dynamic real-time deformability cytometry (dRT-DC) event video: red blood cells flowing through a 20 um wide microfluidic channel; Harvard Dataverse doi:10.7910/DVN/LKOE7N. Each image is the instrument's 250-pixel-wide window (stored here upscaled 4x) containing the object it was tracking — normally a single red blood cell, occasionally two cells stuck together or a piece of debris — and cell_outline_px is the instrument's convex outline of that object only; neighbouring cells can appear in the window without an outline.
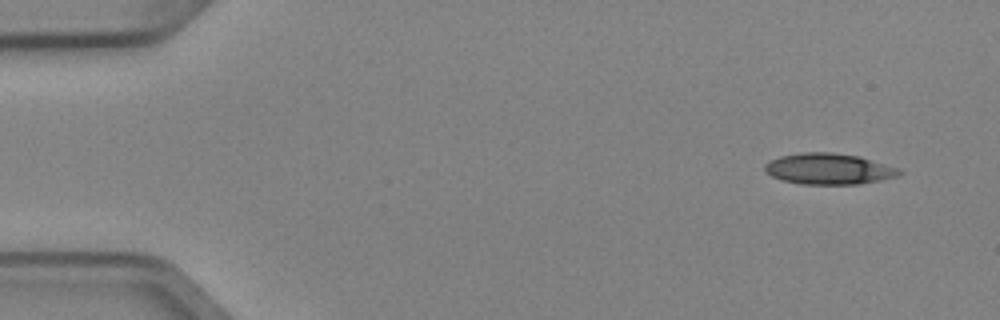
{"species": "Egyptian fruit bat (a non-hibernating species)", "species_latin": "Rousettus aegyptiacus", "temperature_condition": "cold", "stored_images_in_passage": 4, "camera_frame_rate_fps": 3000, "um_per_image_px": 0.085, "animal": {"sex": "female"}, "frame": {"image": 1, "passage_image": 1, "time_ms": 0.0, "image_size_px": [1000, 320], "cell_outline_px": [[904, 172], [896, 176], [880, 180], [860, 184], [800, 184], [784, 180], [772, 176], [764, 168], [764, 164], [768, 160], [780, 156], [800, 152], [832, 152], [860, 156], [900, 168]], "centroid_in_image_um": [70.46, 14.34], "position_along_channel_um": 14.5, "area_um2": 24.45}}
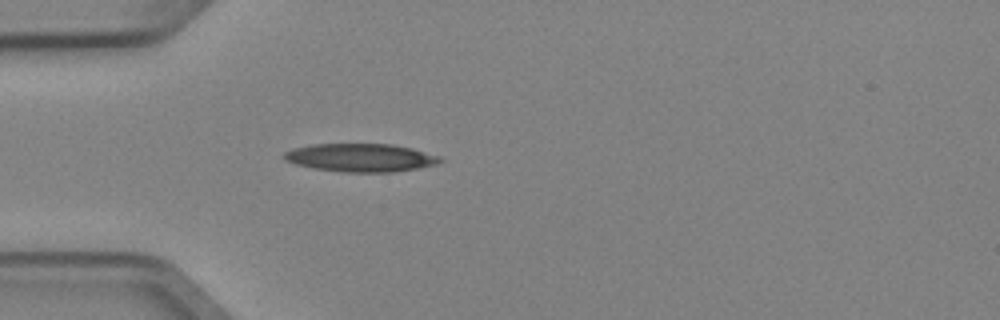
{"frame": {"image": 2, "passage_image": 4, "time_ms": 1.0, "image_size_px": [1000, 320], "cell_outline_px": [[444, 160], [436, 164], [396, 172], [344, 172], [312, 168], [296, 164], [284, 160], [280, 156], [284, 152], [292, 148], [312, 144], [392, 144], [412, 148], [440, 156]], "centroid_in_image_um": [30.62, 13.4], "position_along_channel_um": 54.4, "area_um2": 25.78}}